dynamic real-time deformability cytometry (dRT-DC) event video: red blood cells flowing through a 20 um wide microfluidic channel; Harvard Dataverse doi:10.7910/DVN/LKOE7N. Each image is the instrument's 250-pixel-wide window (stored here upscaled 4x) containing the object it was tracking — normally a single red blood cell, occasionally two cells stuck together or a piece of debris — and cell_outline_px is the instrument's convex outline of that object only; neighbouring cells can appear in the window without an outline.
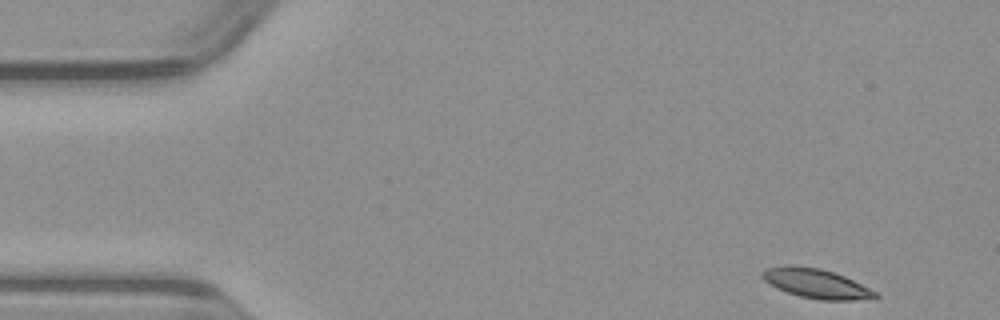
{"species": "common noctule bat (a hibernating species)", "species_latin": "Nyctalus noctula", "temperature_condition": "warm", "stored_images_in_passage": 47, "camera_frame_rate_fps": 3000, "um_per_image_px": 0.085, "animal": {"sex": "male", "body_mass_g": 23.1, "forearm_length_mm": 52.7}, "frame": {"image": 1, "passage_image": 1, "time_ms": 0.0, "image_size_px": [1000, 320], "cell_outline_px": [[880, 296], [876, 300], [820, 300], [800, 296], [776, 288], [764, 280], [760, 276], [760, 272], [764, 268], [788, 264], [820, 268], [844, 276], [876, 292]], "centroid_in_image_um": [69.36, 24.1], "position_along_channel_um": 15.6, "area_um2": 19.59}}
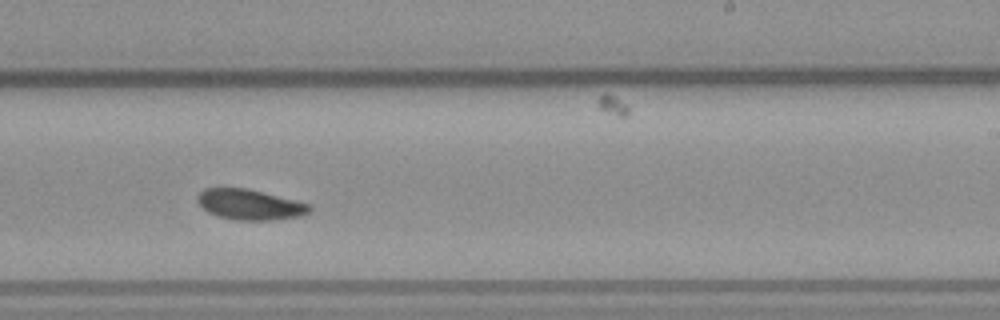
{"frame": {"image": 2, "passage_image": 27, "time_ms": 8.667, "image_size_px": [1000, 320], "cell_outline_px": [[312, 208], [308, 212], [300, 216], [272, 220], [236, 220], [220, 216], [208, 212], [196, 200], [196, 196], [204, 188], [248, 188], [296, 200], [308, 204]], "centroid_in_image_um": [21.22, 17.38], "position_along_channel_um": 267.8, "area_um2": 19.77}}
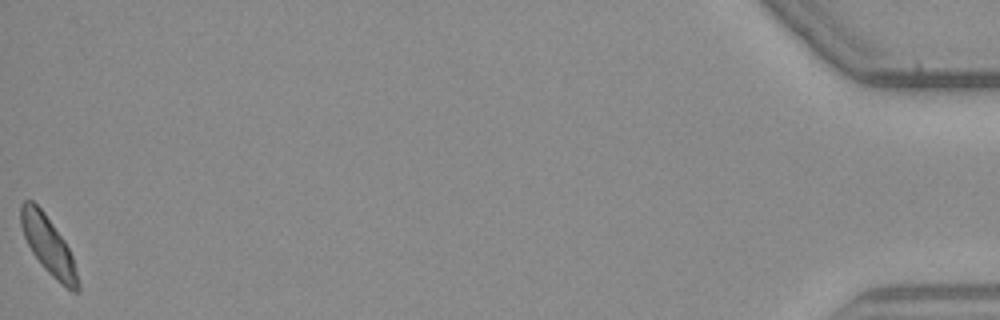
{"frame": {"image": 3, "passage_image": 47, "time_ms": 15.333, "image_size_px": [1000, 320], "cell_outline_px": [[80, 288], [76, 292], [72, 292], [56, 280], [44, 268], [32, 252], [24, 236], [20, 224], [20, 204], [24, 200], [32, 200], [44, 212], [64, 240], [72, 256], [80, 284]], "centroid_in_image_um": [4.1, 20.86], "position_along_channel_um": 431.1, "area_um2": 19.07}}